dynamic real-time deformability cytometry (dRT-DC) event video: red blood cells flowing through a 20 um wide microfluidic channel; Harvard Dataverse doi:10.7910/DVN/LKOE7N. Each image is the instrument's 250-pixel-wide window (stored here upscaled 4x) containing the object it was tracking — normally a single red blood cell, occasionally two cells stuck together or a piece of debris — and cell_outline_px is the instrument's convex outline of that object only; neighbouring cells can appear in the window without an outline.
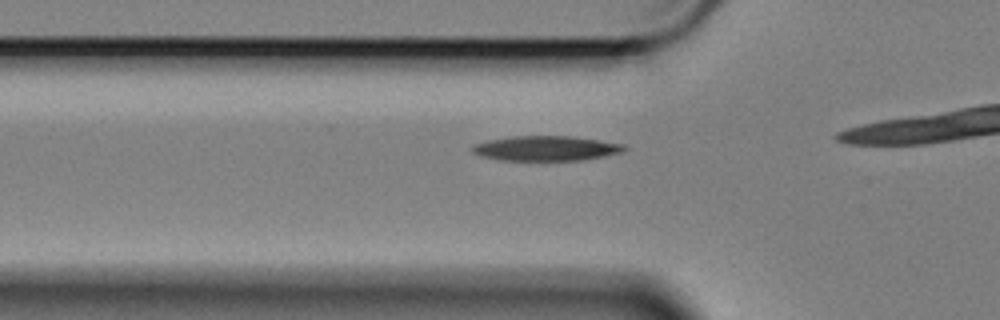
{"species": "Egyptian fruit bat (a non-hibernating species)", "species_latin": "Rousettus aegyptiacus", "temperature_condition": "cold", "stored_images_in_passage": 7, "camera_frame_rate_fps": 3000, "um_per_image_px": 0.085, "animal": {"sex": "female"}, "frame": {"image": 1, "passage_image": 2, "time_ms": 0.333, "image_size_px": [1000, 320], "cell_outline_px": [[628, 148], [620, 152], [580, 160], [500, 160], [480, 156], [472, 152], [472, 144], [488, 140], [512, 136], [572, 136], [600, 140], [624, 144]], "centroid_in_image_um": [46.36, 12.6], "position_along_channel_um": 79.4, "area_um2": 21.91}}
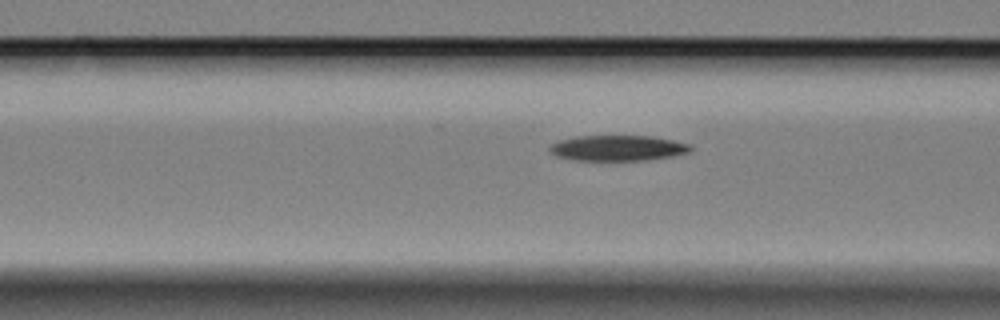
{"frame": {"image": 2, "passage_image": 5, "time_ms": 1.333, "image_size_px": [1000, 320], "cell_outline_px": [[692, 152], [672, 156], [644, 160], [576, 160], [556, 156], [548, 152], [548, 148], [552, 144], [560, 140], [576, 136], [652, 136], [692, 144]], "centroid_in_image_um": [52.52, 12.58], "position_along_channel_um": 114.1, "area_um2": 21.04}}